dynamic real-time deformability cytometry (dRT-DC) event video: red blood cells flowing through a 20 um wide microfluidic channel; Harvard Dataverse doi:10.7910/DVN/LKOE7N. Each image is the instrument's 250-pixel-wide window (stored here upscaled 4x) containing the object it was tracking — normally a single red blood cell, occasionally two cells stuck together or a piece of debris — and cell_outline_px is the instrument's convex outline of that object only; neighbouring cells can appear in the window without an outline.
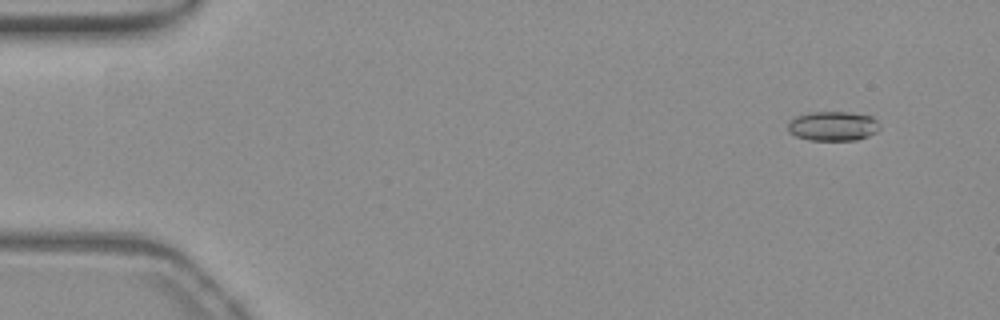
{"species": "common noctule bat (a hibernating species)", "species_latin": "Nyctalus noctula", "temperature_condition": "warm", "stored_images_in_passage": 55, "camera_frame_rate_fps": 3000, "um_per_image_px": 0.085, "animal": {"sex": "female", "body_mass_g": 19.3, "forearm_length_mm": 54.1}, "frame": {"image": 1, "passage_image": 5, "time_ms": 1.333, "image_size_px": [1000, 320], "cell_outline_px": [[880, 128], [876, 132], [868, 136], [856, 140], [808, 140], [796, 136], [788, 132], [788, 124], [796, 116], [808, 112], [848, 112], [872, 116], [880, 124]], "centroid_in_image_um": [70.81, 10.72], "position_along_channel_um": 14.2, "area_um2": 15.84}}
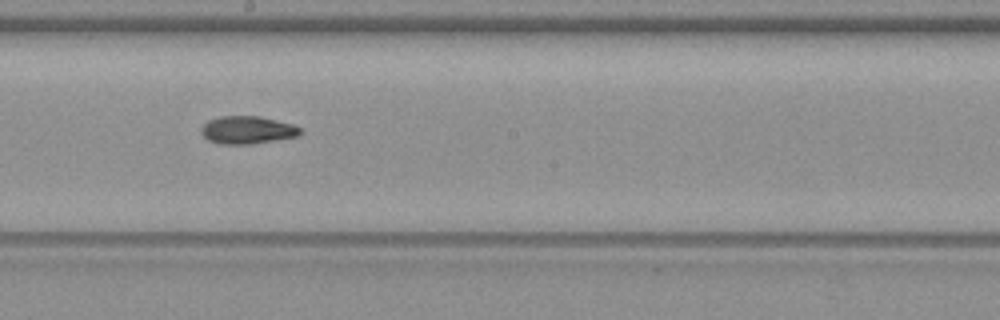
{"frame": {"image": 2, "passage_image": 31, "time_ms": 10.0, "image_size_px": [1000, 320], "cell_outline_px": [[300, 136], [252, 144], [220, 144], [208, 140], [200, 132], [200, 128], [208, 120], [220, 116], [260, 116], [292, 124], [300, 128]], "centroid_in_image_um": [21.0, 11.05], "position_along_channel_um": 227.2, "area_um2": 16.07}}
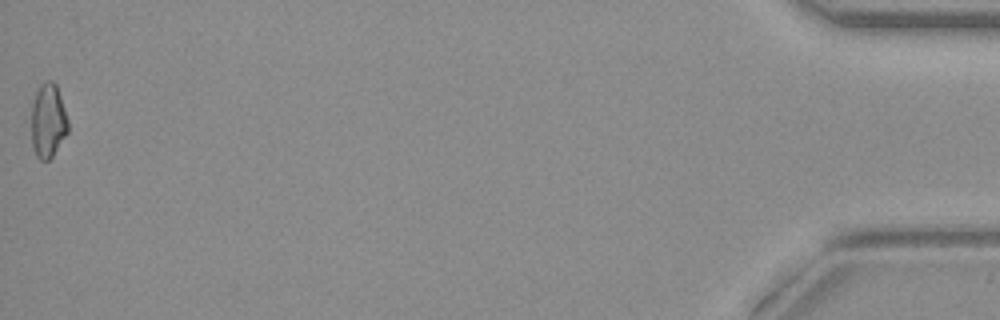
{"frame": {"image": 3, "passage_image": 55, "time_ms": 18.0, "image_size_px": [1000, 320], "cell_outline_px": [[68, 132], [52, 156], [48, 160], [40, 160], [36, 156], [32, 148], [32, 104], [36, 92], [40, 84], [44, 80], [52, 80], [56, 84], [68, 120]], "centroid_in_image_um": [4.08, 10.25], "position_along_channel_um": 431.1, "area_um2": 15.84}, "authors_computed_cell_mechanics": {"area_um2": 15.8372, "velocity_mm_per_s": 3.8409, "shape_relaxation_time_tau1_ms": 7.6639, "shape_relaxation_time_tau2_ms": 5.5492, "deformation_change_tau1": 0.1948, "deformation_change_tau2": 0.1325}}